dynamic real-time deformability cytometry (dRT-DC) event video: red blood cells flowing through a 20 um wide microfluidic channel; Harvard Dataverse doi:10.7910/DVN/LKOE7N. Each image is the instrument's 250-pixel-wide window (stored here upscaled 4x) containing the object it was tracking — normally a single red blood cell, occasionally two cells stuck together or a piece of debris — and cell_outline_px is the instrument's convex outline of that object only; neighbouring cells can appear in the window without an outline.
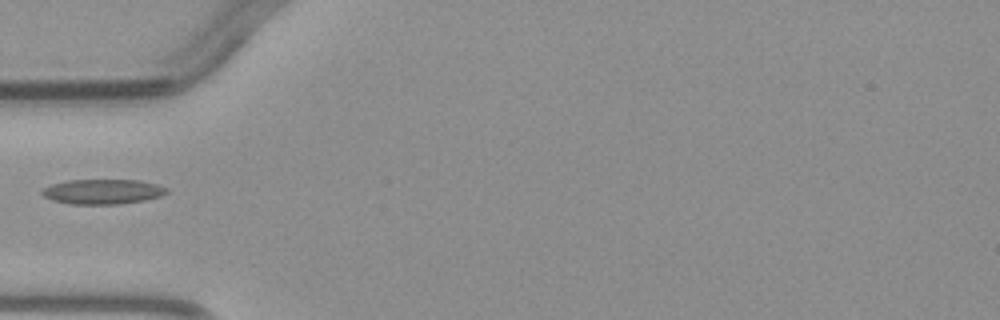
{"species": "common noctule bat (a hibernating species)", "species_latin": "Nyctalus noctula", "temperature_condition": "warm", "stored_images_in_passage": 1, "camera_frame_rate_fps": 3000, "um_per_image_px": 0.085, "animal": {"sex": "male", "body_mass_g": 23.1, "forearm_length_mm": 52.7}, "frame": {"image": 1, "passage_image": 1, "time_ms": 0.0, "image_size_px": [1000, 320], "cell_outline_px": [[168, 192], [160, 196], [144, 200], [116, 204], [72, 204], [52, 200], [44, 196], [40, 192], [44, 188], [52, 184], [68, 180], [140, 180], [156, 184], [168, 188]], "centroid_in_image_um": [8.73, 16.28], "position_along_channel_um": 76.3, "area_um2": 17.98}}